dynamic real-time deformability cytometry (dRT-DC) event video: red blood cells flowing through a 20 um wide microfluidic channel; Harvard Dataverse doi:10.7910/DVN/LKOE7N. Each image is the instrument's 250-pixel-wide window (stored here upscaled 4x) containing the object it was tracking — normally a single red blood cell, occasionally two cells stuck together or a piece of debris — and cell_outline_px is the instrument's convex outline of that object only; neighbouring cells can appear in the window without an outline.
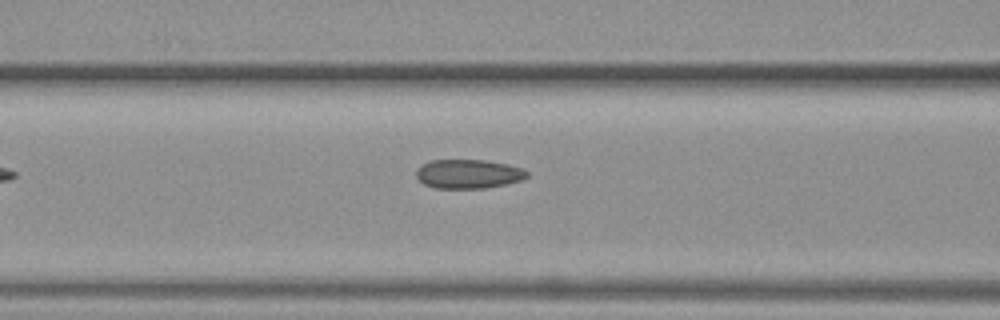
{"species": "common noctule bat (a hibernating species)", "species_latin": "Nyctalus noctula", "temperature_condition": "warm", "stored_images_in_passage": 5, "camera_frame_rate_fps": 3000, "um_per_image_px": 0.085, "animal": {"sex": "female", "body_mass_g": 19.3, "forearm_length_mm": 54.1}, "frame": {"image": 1, "passage_image": 5, "time_ms": 5.0, "image_size_px": [1000, 320], "cell_outline_px": [[528, 176], [524, 180], [484, 188], [436, 188], [424, 184], [416, 176], [416, 168], [420, 164], [428, 160], [484, 160], [508, 164], [524, 168], [528, 172]], "centroid_in_image_um": [39.81, 14.77], "position_along_channel_um": 126.8, "area_um2": 18.96}}